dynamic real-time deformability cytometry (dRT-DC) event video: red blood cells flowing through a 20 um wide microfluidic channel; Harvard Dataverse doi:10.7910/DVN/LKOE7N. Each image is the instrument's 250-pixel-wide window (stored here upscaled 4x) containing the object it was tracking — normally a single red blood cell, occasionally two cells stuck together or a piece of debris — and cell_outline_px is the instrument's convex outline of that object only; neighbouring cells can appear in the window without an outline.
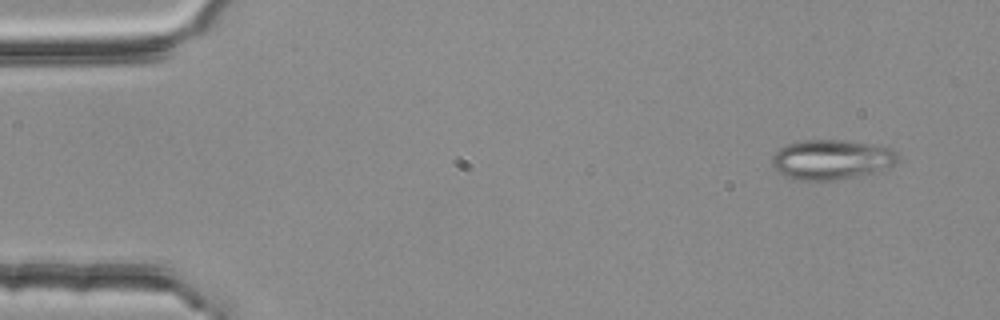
{"species": "common noctule bat (a hibernating species)", "species_latin": "Nyctalus noctula", "temperature_condition": "room temperature", "stored_images_in_passage": 3, "camera_frame_rate_fps": 3000, "um_per_image_px": 0.085, "animal": {"sex": "female", "body_mass_g": 25.1}, "frame": {"image": 1, "passage_image": 1, "time_ms": 0.0, "image_size_px": [1000, 320], "cell_outline_px": [[900, 156], [888, 168], [872, 172], [836, 180], [796, 180], [776, 172], [772, 164], [772, 156], [780, 148], [788, 144], [804, 140], [844, 140], [876, 144], [892, 148]], "centroid_in_image_um": [70.67, 13.55], "position_along_channel_um": 14.3, "area_um2": 29.19}}